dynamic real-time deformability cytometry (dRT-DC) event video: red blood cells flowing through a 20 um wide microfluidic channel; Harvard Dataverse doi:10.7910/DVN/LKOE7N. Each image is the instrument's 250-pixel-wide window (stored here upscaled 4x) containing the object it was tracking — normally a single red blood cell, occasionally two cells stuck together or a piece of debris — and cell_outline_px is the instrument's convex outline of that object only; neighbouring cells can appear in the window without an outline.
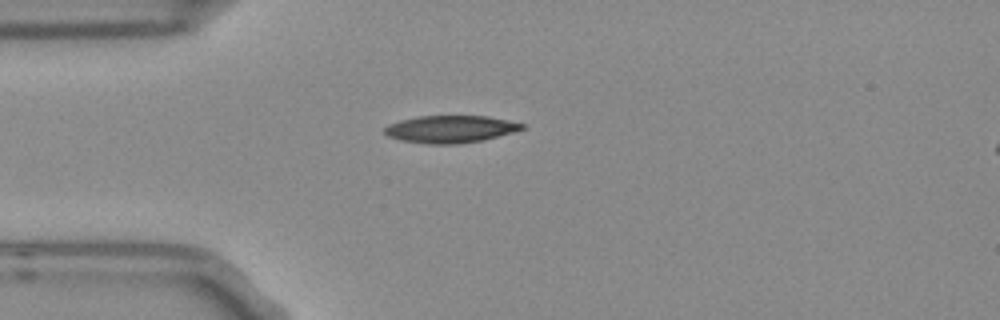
{"species": "Egyptian fruit bat (a non-hibernating species)", "species_latin": "Rousettus aegyptiacus", "temperature_condition": "room temperature", "stored_images_in_passage": 4, "camera_frame_rate_fps": 3000, "um_per_image_px": 0.085, "frame": {"image": 1, "passage_image": 4, "time_ms": 1.0, "image_size_px": [1000, 320], "cell_outline_px": [[528, 124], [524, 128], [512, 132], [484, 140], [460, 144], [428, 144], [400, 140], [388, 136], [380, 132], [388, 124], [400, 120], [420, 116], [488, 116]], "centroid_in_image_um": [38.27, 10.98], "position_along_channel_um": 46.7, "area_um2": 22.08}}